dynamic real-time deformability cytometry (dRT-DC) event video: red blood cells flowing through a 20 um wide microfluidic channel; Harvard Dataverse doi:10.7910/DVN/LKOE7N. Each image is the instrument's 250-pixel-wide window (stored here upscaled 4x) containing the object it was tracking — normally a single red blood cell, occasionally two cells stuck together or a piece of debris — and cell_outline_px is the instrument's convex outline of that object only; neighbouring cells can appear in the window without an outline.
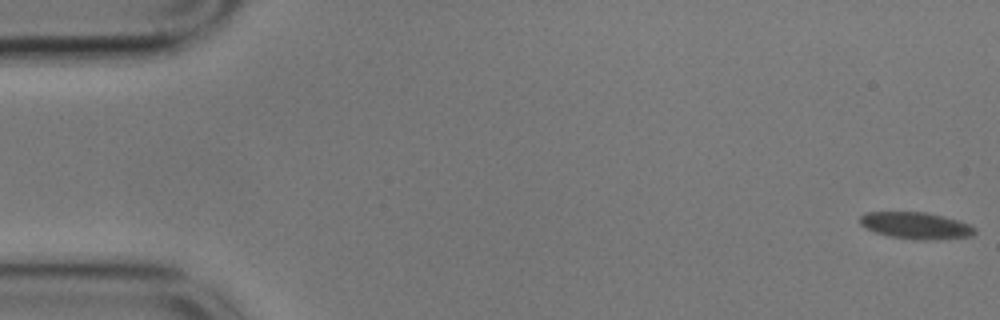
{"species": "common noctule bat (a hibernating species)", "species_latin": "Nyctalus noctula", "temperature_condition": "cold", "stored_images_in_passage": 58, "camera_frame_rate_fps": 3000, "um_per_image_px": 0.085, "animal": {"sex": "male", "body_mass_g": 17.9}, "frame": {"image": 1, "passage_image": 1, "time_ms": 0.0, "image_size_px": [1000, 320], "cell_outline_px": [[976, 232], [972, 236], [940, 240], [932, 240], [892, 236], [876, 232], [860, 224], [860, 216], [864, 212], [924, 212], [944, 216], [968, 224], [976, 228]], "centroid_in_image_um": [77.89, 19.16], "position_along_channel_um": 7.1, "area_um2": 17.63}}
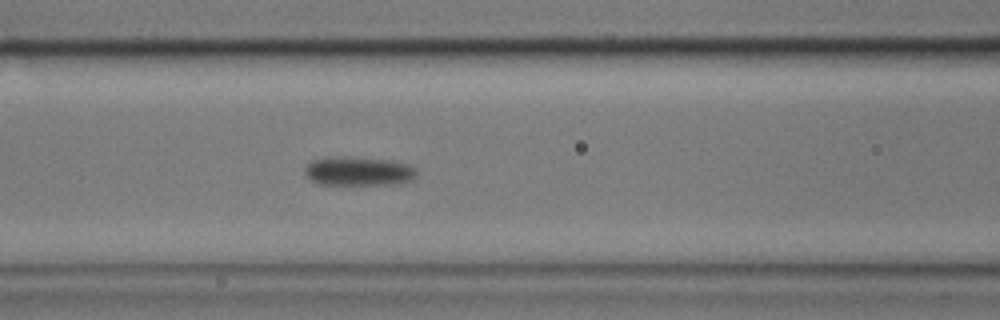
{"frame": {"image": 2, "passage_image": 24, "time_ms": 7.667, "image_size_px": [1000, 320], "cell_outline_px": [[416, 176], [412, 180], [400, 184], [316, 184], [304, 172], [304, 168], [312, 160], [328, 156], [344, 156], [396, 160], [408, 164], [416, 168]], "centroid_in_image_um": [30.5, 14.53], "position_along_channel_um": 136.1, "area_um2": 19.25}}
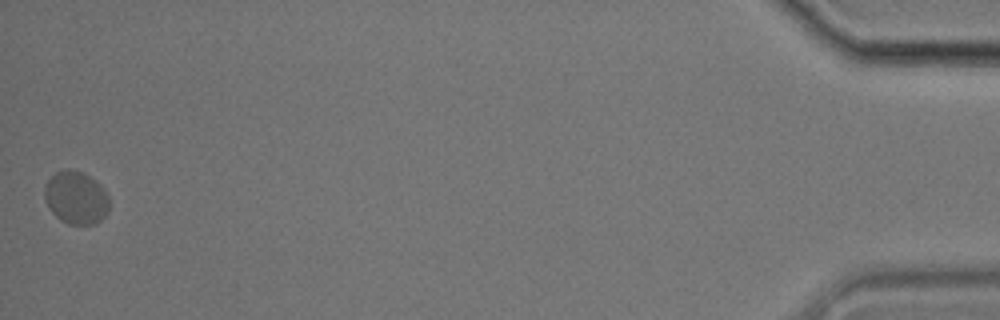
{"frame": {"image": 3, "passage_image": 58, "time_ms": 19.0, "image_size_px": [1000, 320], "cell_outline_px": [[108, 212], [96, 224], [68, 224], [60, 220], [48, 208], [44, 200], [44, 184], [56, 172], [68, 168], [84, 172], [100, 184], [104, 188], [108, 196]], "centroid_in_image_um": [6.44, 16.79], "position_along_channel_um": 428.8, "area_um2": 20.17}, "authors_computed_cell_mechanics": {"area_um2": 18.3515, "velocity_mm_per_s": 3.4293, "shape_relaxation_time_tau1_ms": 1.4688, "shape_relaxation_time_tau2_ms": null, "deformation_change_tau1": 0.0554, "deformation_change_tau2": null}}